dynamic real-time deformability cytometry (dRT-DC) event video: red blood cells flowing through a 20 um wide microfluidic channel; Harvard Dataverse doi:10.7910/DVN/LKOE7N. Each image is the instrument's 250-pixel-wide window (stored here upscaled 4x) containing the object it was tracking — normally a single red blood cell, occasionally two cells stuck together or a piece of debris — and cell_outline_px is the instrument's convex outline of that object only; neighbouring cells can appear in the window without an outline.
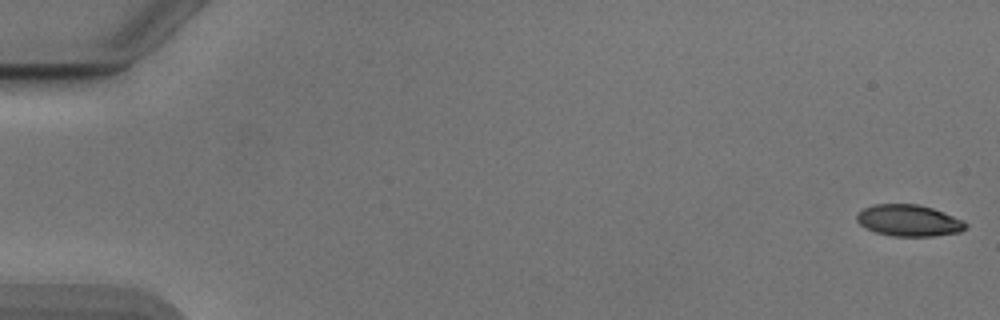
{"species": "Egyptian fruit bat (a non-hibernating species)", "species_latin": "Rousettus aegyptiacus", "temperature_condition": "cold", "stored_images_in_passage": 21, "camera_frame_rate_fps": 3000, "um_per_image_px": 0.085, "animal": {"sex": "male"}, "frame": {"image": 1, "passage_image": 1, "time_ms": 0.0, "image_size_px": [1000, 320], "cell_outline_px": [[968, 224], [960, 232], [932, 236], [892, 236], [876, 232], [860, 224], [856, 220], [856, 216], [864, 208], [876, 204], [916, 204], [932, 208], [952, 216]], "centroid_in_image_um": [77.23, 18.74], "position_along_channel_um": 7.8, "area_um2": 19.59}}
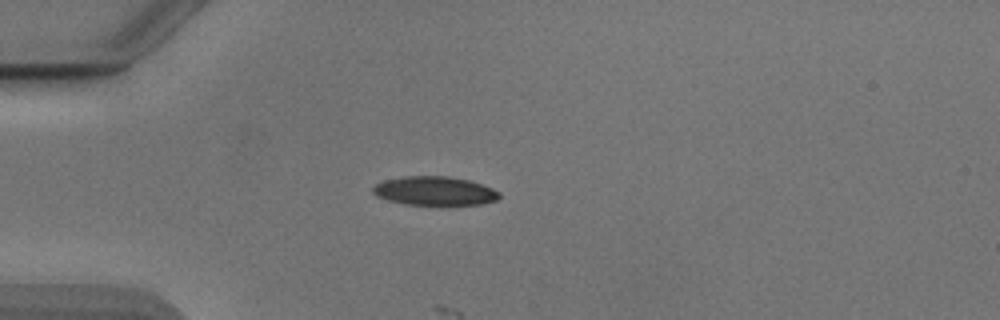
{"frame": {"image": 2, "passage_image": 15, "time_ms": 4.667, "image_size_px": [1000, 320], "cell_outline_px": [[500, 196], [496, 200], [480, 204], [440, 208], [408, 204], [388, 200], [376, 196], [372, 192], [372, 188], [376, 184], [384, 180], [404, 176], [448, 176], [468, 180], [492, 188], [500, 192]], "centroid_in_image_um": [36.95, 16.27], "position_along_channel_um": 48.0, "area_um2": 22.02}}
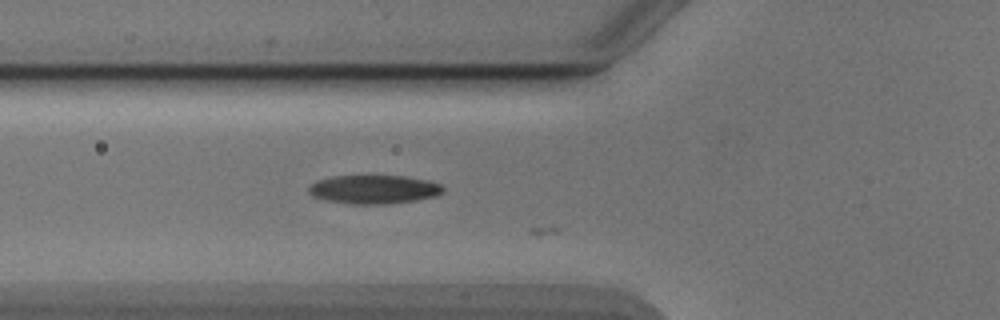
{"frame": {"image": 3, "passage_image": 20, "time_ms": 6.333, "image_size_px": [1000, 320], "cell_outline_px": [[444, 192], [436, 196], [416, 200], [392, 204], [352, 204], [328, 200], [312, 196], [308, 192], [308, 188], [312, 184], [320, 180], [332, 176], [404, 176], [428, 180], [440, 184], [444, 188]], "centroid_in_image_um": [31.82, 16.1], "position_along_channel_um": 94.0, "area_um2": 22.43}}